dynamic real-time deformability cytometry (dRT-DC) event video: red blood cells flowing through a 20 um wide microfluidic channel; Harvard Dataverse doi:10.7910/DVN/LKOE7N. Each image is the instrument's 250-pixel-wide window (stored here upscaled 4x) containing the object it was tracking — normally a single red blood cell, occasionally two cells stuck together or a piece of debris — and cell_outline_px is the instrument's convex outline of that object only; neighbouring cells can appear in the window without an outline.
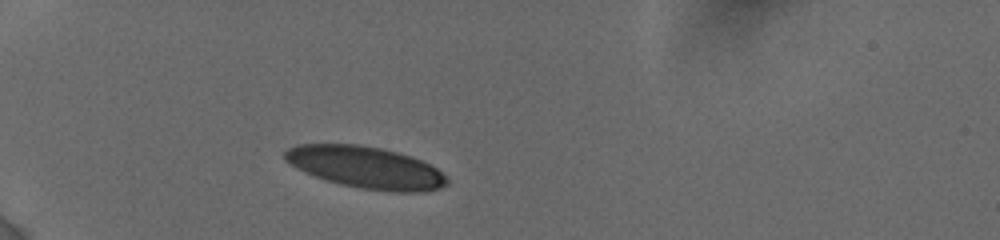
{"species": "human", "species_latin": "Homo sapiens", "temperature_condition": "cold", "stored_images_in_passage": 62, "camera_frame_rate_fps": 3000, "um_per_image_px": 0.085, "donor": {"sex": "female"}, "frame": {"image": 1, "passage_image": 1, "time_ms": 0.0, "image_size_px": [1000, 240], "cell_outline_px": [[448, 184], [440, 188], [420, 192], [392, 192], [360, 188], [340, 184], [304, 172], [296, 168], [284, 160], [284, 152], [288, 148], [296, 144], [360, 144], [380, 148], [412, 156], [436, 168], [448, 180]], "centroid_in_image_um": [31.07, 14.23], "position_along_channel_um": 53.9, "area_um2": 39.42}}
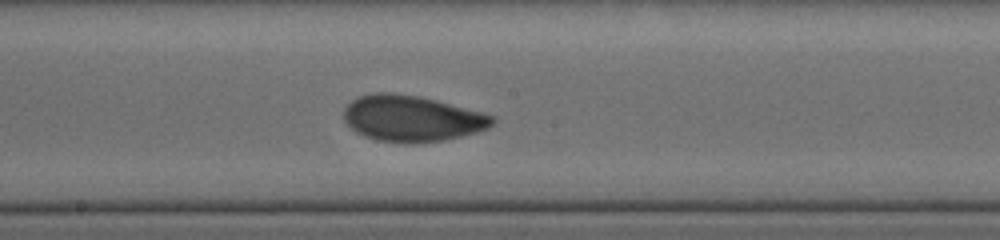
{"frame": {"image": 2, "passage_image": 25, "time_ms": 5.0, "image_size_px": [1000, 240], "cell_outline_px": [[496, 120], [488, 128], [476, 132], [444, 140], [412, 144], [404, 144], [376, 140], [364, 136], [356, 132], [344, 120], [344, 108], [352, 100], [360, 96], [372, 92], [392, 92], [416, 96], [496, 116]], "centroid_in_image_um": [34.97, 10.09], "position_along_channel_um": 213.2, "area_um2": 39.71}}
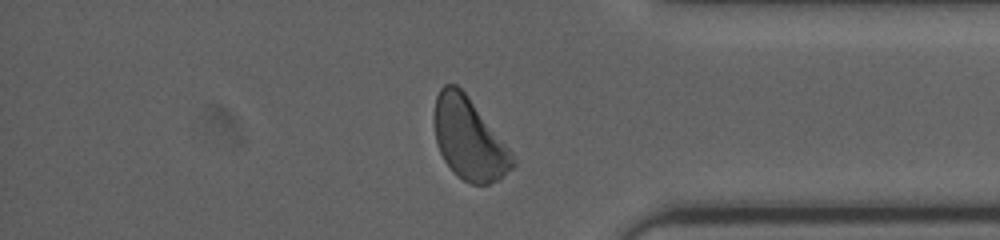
{"frame": {"image": 3, "passage_image": 48, "time_ms": 10.0, "image_size_px": [1000, 240], "cell_outline_px": [[516, 164], [500, 180], [488, 184], [472, 184], [464, 180], [444, 160], [440, 152], [436, 140], [436, 96], [440, 88], [444, 84], [456, 84], [464, 92], [512, 152], [516, 160]], "centroid_in_image_um": [39.91, 11.83], "position_along_channel_um": 395.3, "area_um2": 36.41}, "authors_computed_cell_mechanics": {"area_um2": 38.4081, "velocity_mm_per_s": 3.8105, "shape_relaxation_time_tau1_ms": 2.9043, "shape_relaxation_time_tau2_ms": 1.1845, "deformation_change_tau1": 0.1379, "deformation_change_tau2": 0.0618}}